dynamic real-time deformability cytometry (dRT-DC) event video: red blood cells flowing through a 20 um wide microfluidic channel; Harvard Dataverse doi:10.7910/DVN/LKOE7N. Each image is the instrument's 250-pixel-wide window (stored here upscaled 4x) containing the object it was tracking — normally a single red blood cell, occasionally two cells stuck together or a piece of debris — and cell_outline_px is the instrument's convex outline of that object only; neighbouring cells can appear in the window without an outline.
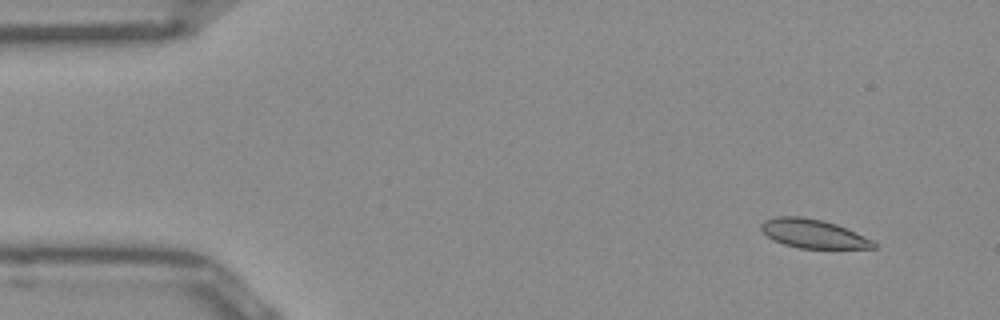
{"species": "Egyptian fruit bat (a non-hibernating species)", "species_latin": "Rousettus aegyptiacus", "temperature_condition": "room temperature", "stored_images_in_passage": 51, "camera_frame_rate_fps": 3000, "um_per_image_px": 0.085, "frame": {"image": 1, "passage_image": 4, "time_ms": 1.0, "image_size_px": [1000, 320], "cell_outline_px": [[876, 248], [800, 248], [784, 244], [768, 236], [760, 228], [760, 224], [764, 220], [776, 216], [800, 216], [820, 220], [836, 224], [872, 240], [876, 244]], "centroid_in_image_um": [69.09, 19.85], "position_along_channel_um": 15.9, "area_um2": 18.5}}
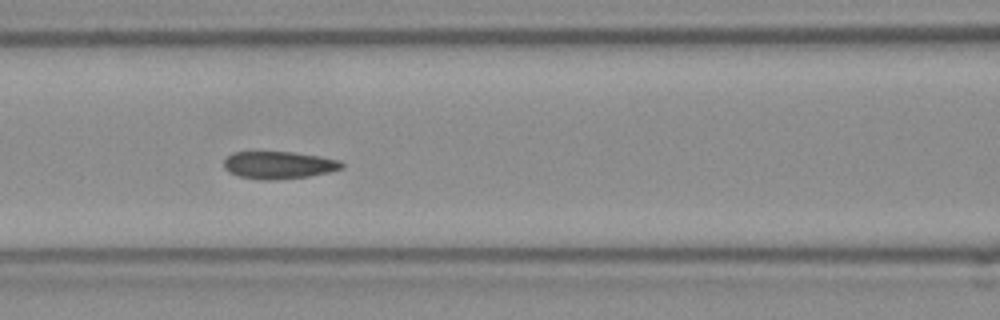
{"frame": {"image": 2, "passage_image": 21, "time_ms": 6.667, "image_size_px": [1000, 320], "cell_outline_px": [[344, 168], [328, 172], [308, 176], [276, 180], [260, 180], [240, 176], [228, 172], [224, 168], [224, 160], [232, 152], [292, 152], [320, 156], [340, 160], [344, 164]], "centroid_in_image_um": [23.7, 14.03], "position_along_channel_um": 142.9, "area_um2": 18.9}}
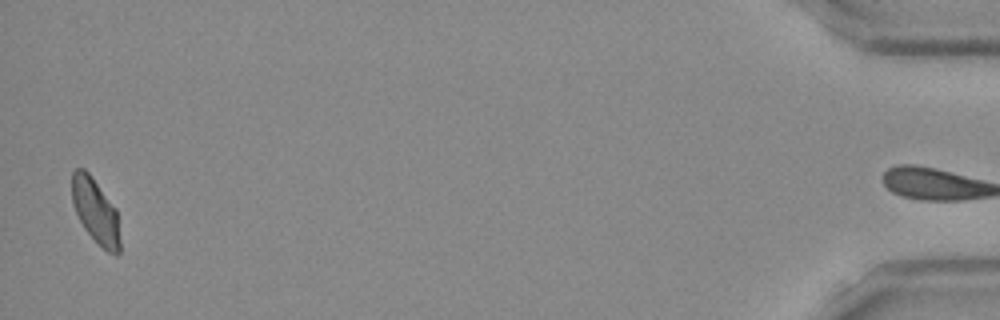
{"frame": {"image": 3, "passage_image": 50, "time_ms": 16.333, "image_size_px": [1000, 320], "cell_outline_px": [[120, 252], [116, 256], [108, 252], [84, 228], [72, 204], [72, 172], [76, 168], [84, 168], [92, 176], [116, 208], [120, 240]], "centroid_in_image_um": [8.12, 17.92], "position_along_channel_um": 427.1, "area_um2": 18.03}, "authors_computed_cell_mechanics": {"area_um2": 19.0162, "velocity_mm_per_s": 3.9383, "shape_relaxation_time_tau1_ms": 8.5943, "shape_relaxation_time_tau2_ms": 3.2639, "deformation_change_tau1": 0.1368, "deformation_change_tau2": 0.0481}}